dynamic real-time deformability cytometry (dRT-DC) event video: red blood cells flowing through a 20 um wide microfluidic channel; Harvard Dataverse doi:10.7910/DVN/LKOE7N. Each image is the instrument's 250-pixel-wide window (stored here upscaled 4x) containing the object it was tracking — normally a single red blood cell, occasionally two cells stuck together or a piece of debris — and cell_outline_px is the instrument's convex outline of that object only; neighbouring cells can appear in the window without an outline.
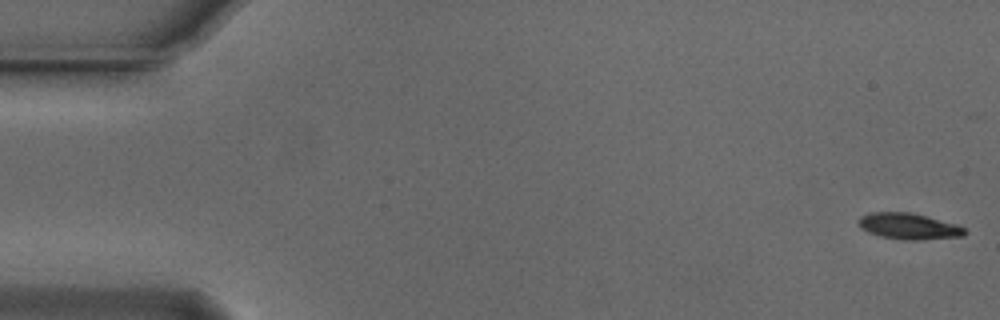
{"species": "Egyptian fruit bat (a non-hibernating species)", "species_latin": "Rousettus aegyptiacus", "temperature_condition": "cold", "stored_images_in_passage": 17, "camera_frame_rate_fps": 3000, "um_per_image_px": 0.085, "animal": {"sex": "male"}, "frame": {"image": 1, "passage_image": 1, "time_ms": 0.0, "image_size_px": [1000, 320], "cell_outline_px": [[968, 232], [964, 236], [916, 240], [904, 240], [880, 236], [868, 232], [860, 228], [856, 224], [856, 220], [860, 216], [868, 212], [912, 212], [960, 224]], "centroid_in_image_um": [77.23, 19.21], "position_along_channel_um": 7.8, "area_um2": 16.65}}
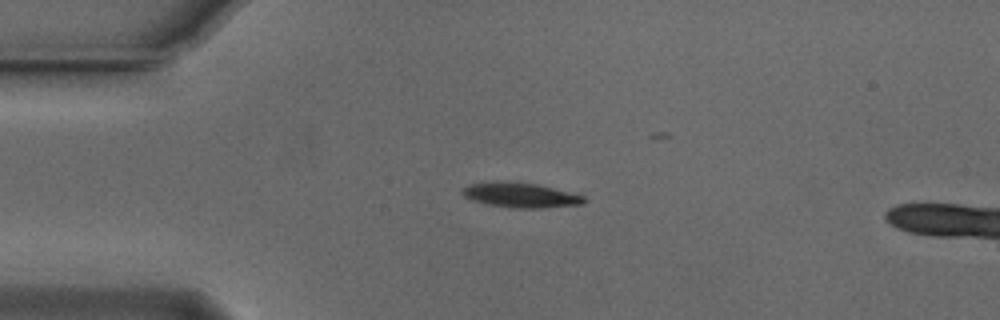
{"frame": {"image": 2, "passage_image": 13, "time_ms": 4.0, "image_size_px": [1000, 320], "cell_outline_px": [[588, 200], [584, 204], [544, 208], [512, 208], [484, 204], [472, 200], [464, 196], [460, 192], [460, 188], [468, 184], [536, 184], [584, 196]], "centroid_in_image_um": [44.27, 16.65], "position_along_channel_um": 40.7, "area_um2": 16.94}}